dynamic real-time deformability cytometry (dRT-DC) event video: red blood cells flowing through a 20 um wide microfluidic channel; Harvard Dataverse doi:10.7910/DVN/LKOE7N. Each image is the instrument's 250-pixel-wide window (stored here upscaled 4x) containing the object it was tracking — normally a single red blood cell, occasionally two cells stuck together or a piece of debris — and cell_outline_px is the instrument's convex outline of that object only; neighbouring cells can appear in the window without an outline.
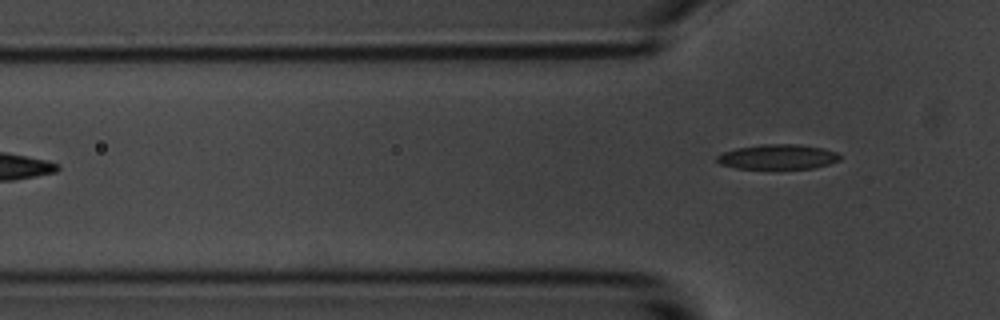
{"species": "common noctule bat (a hibernating species)", "species_latin": "Nyctalus noctula", "temperature_condition": "room temperature", "stored_images_in_passage": 4, "camera_frame_rate_fps": 3000, "um_per_image_px": 0.085, "animal": {"sex": "male", "body_mass_g": 20.1, "forearm_length_mm": 53.5}, "frame": {"image": 1, "passage_image": 4, "time_ms": 3.333, "image_size_px": [1000, 320], "cell_outline_px": [[840, 160], [828, 164], [812, 168], [736, 168], [720, 164], [716, 160], [716, 156], [724, 152], [736, 148], [764, 144], [796, 144], [824, 148], [836, 152], [840, 156]], "centroid_in_image_um": [66.11, 13.32], "position_along_channel_um": 59.7, "area_um2": 17.63}}